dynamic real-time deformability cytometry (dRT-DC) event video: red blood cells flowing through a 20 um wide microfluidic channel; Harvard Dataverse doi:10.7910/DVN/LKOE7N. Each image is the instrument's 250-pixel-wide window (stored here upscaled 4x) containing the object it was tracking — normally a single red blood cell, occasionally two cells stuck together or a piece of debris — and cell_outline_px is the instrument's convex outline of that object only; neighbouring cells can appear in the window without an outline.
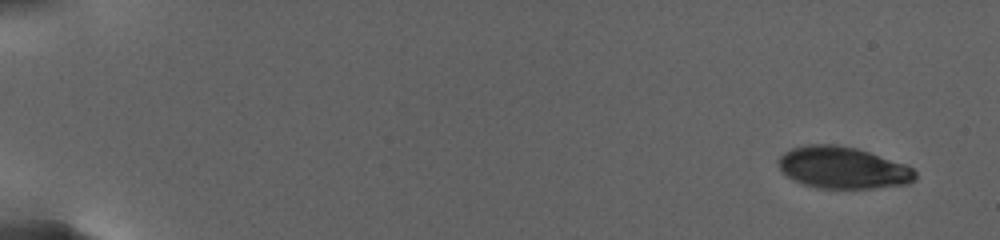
{"species": "human", "species_latin": "Homo sapiens", "temperature_condition": "warm", "stored_images_in_passage": 45, "camera_frame_rate_fps": 3000, "um_per_image_px": 0.085, "donor": {"sex": "female"}, "frame": {"image": 1, "passage_image": 1, "time_ms": 0.0, "image_size_px": [1000, 240], "cell_outline_px": [[916, 180], [908, 184], [876, 188], [816, 188], [792, 180], [780, 168], [776, 160], [784, 152], [792, 148], [808, 144], [836, 144], [856, 148], [904, 164], [912, 168], [916, 172]], "centroid_in_image_um": [71.63, 14.26], "position_along_channel_um": 13.4, "area_um2": 33.35}}
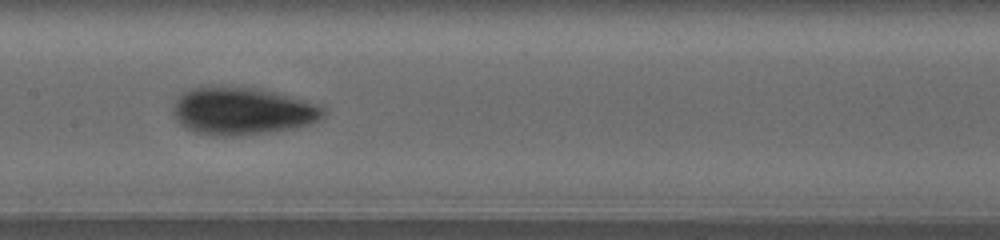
{"frame": {"image": 2, "passage_image": 20, "time_ms": 13.333, "image_size_px": [1000, 240], "cell_outline_px": [[328, 112], [324, 116], [308, 124], [296, 128], [268, 132], [236, 136], [216, 136], [192, 132], [184, 128], [172, 116], [172, 104], [180, 92], [188, 88], [200, 84], [208, 84], [256, 88], [276, 92], [324, 104]], "centroid_in_image_um": [20.54, 9.4], "position_along_channel_um": 186.9, "area_um2": 43.23}}
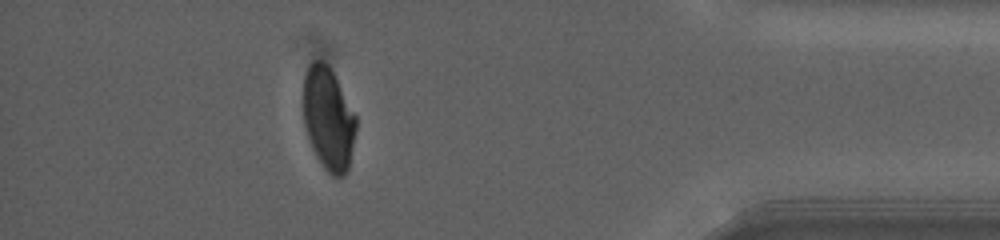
{"frame": {"image": 3, "passage_image": 39, "time_ms": 23.333, "image_size_px": [1000, 240], "cell_outline_px": [[356, 128], [348, 168], [344, 176], [332, 176], [324, 168], [316, 156], [312, 148], [304, 124], [304, 76], [308, 64], [312, 60], [320, 60], [328, 64], [336, 76], [356, 116]], "centroid_in_image_um": [27.91, 10.05], "position_along_channel_um": 407.3, "area_um2": 31.56}, "authors_computed_cell_mechanics": {"area_um2": 34.969, "velocity_mm_per_s": 2.5729, "shape_relaxation_time_tau1_ms": 5.0279, "shape_relaxation_time_tau2_ms": null, "deformation_change_tau1": 0.118, "deformation_change_tau2": null}}